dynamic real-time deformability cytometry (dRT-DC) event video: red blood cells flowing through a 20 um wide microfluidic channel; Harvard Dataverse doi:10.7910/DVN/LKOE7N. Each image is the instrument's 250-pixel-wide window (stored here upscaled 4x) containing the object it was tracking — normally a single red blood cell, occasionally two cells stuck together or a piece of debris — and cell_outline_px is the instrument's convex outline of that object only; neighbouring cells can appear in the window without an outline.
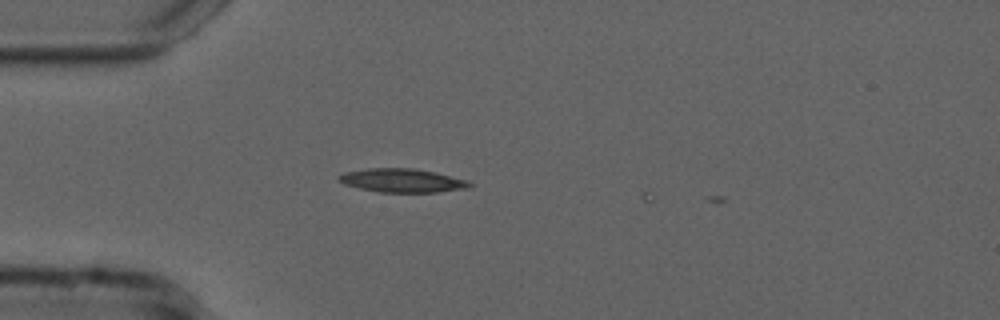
{"species": "common noctule bat (a hibernating species)", "species_latin": "Nyctalus noctula", "temperature_condition": "cold", "stored_images_in_passage": 2, "camera_frame_rate_fps": 3000, "um_per_image_px": 0.085, "animal": {"sex": "male", "forearm_length_mm": 52.5}, "frame": {"image": 1, "passage_image": 1, "time_ms": 0.0, "image_size_px": [1000, 320], "cell_outline_px": [[472, 184], [468, 188], [436, 192], [380, 192], [360, 188], [344, 184], [336, 180], [336, 176], [344, 172], [368, 168], [412, 168], [432, 172], [468, 180]], "centroid_in_image_um": [34.12, 15.34], "position_along_channel_um": 50.9, "area_um2": 17.92}}